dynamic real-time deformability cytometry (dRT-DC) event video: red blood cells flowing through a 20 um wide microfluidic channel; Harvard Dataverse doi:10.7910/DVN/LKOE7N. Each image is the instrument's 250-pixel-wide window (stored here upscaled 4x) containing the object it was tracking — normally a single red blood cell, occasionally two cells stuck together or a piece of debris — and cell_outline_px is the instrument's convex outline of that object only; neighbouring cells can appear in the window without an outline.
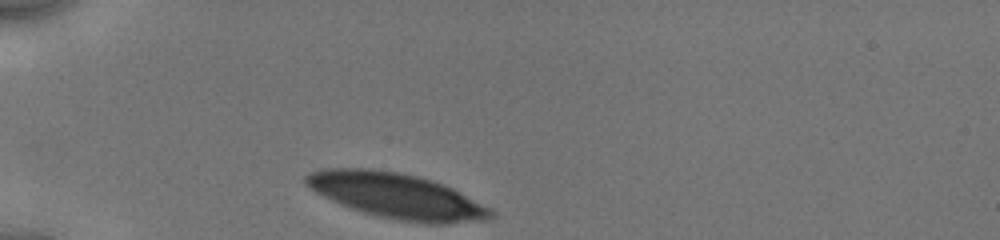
{"species": "human", "species_latin": "Homo sapiens", "temperature_condition": "cold", "stored_images_in_passage": 35, "camera_frame_rate_fps": 3000, "um_per_image_px": 0.085, "donor": {"sex": "male"}, "frame": {"image": 1, "passage_image": 1, "time_ms": 0.0, "image_size_px": [1000, 240], "cell_outline_px": [[496, 216], [488, 220], [448, 224], [428, 224], [396, 220], [376, 216], [340, 204], [316, 192], [304, 184], [304, 176], [320, 168], [368, 168], [400, 172], [432, 180], [444, 184], [492, 208], [496, 212]], "centroid_in_image_um": [33.77, 16.66], "position_along_channel_um": 51.2, "area_um2": 49.25}}
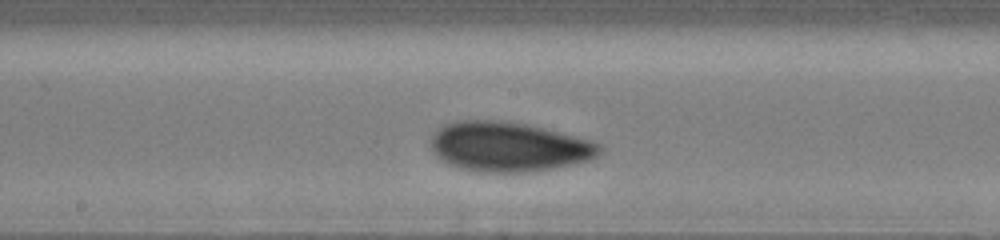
{"frame": {"image": 2, "passage_image": 22, "time_ms": 4.667, "image_size_px": [1000, 240], "cell_outline_px": [[600, 152], [596, 156], [588, 160], [572, 164], [552, 168], [528, 172], [476, 172], [460, 168], [448, 164], [440, 160], [432, 152], [432, 136], [444, 124], [456, 120], [504, 120], [528, 124], [544, 128], [588, 140], [600, 144]], "centroid_in_image_um": [43.18, 12.47], "position_along_channel_um": 205.0, "area_um2": 48.73}}
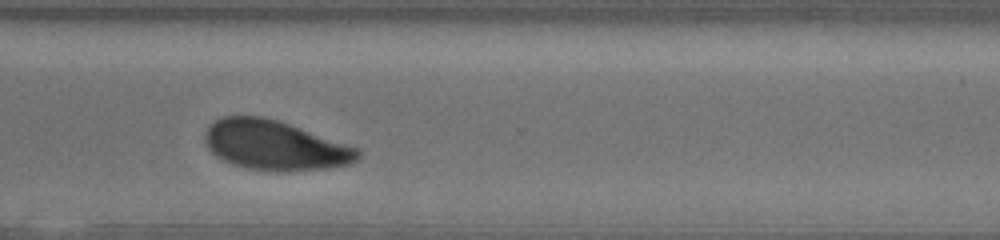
{"frame": {"image": 3, "passage_image": 34, "time_ms": 8.333, "image_size_px": [1000, 240], "cell_outline_px": [[360, 156], [356, 160], [348, 164], [324, 168], [284, 172], [268, 172], [248, 168], [232, 164], [216, 156], [208, 148], [204, 140], [204, 136], [208, 128], [216, 120], [224, 116], [260, 116], [276, 120], [360, 148]], "centroid_in_image_um": [23.36, 12.37], "position_along_channel_um": 347.2, "area_um2": 43.99}}